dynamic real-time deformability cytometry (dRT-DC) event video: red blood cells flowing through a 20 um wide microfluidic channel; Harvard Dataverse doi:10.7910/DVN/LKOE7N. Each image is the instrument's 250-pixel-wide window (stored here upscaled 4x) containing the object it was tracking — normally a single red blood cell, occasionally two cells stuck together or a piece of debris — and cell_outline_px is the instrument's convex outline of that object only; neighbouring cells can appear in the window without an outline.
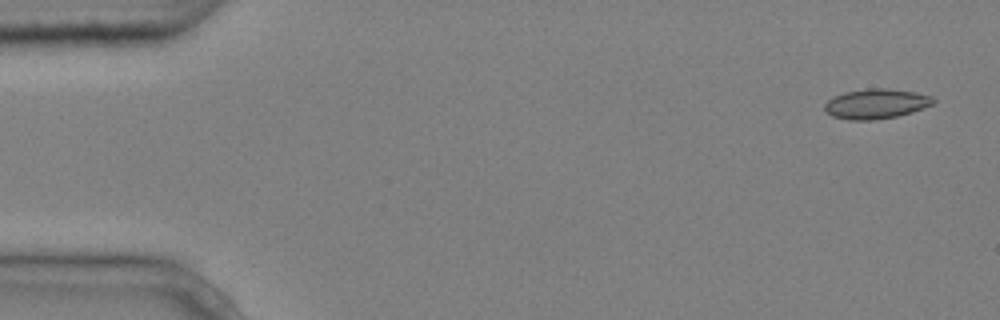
{"species": "common noctule bat (a hibernating species)", "species_latin": "Nyctalus noctula", "temperature_condition": "cold", "stored_images_in_passage": 4, "camera_frame_rate_fps": 3000, "um_per_image_px": 0.085, "animal": {"sex": "male", "body_mass_g": 20.4}, "frame": {"image": 1, "passage_image": 1, "time_ms": 0.0, "image_size_px": [1000, 320], "cell_outline_px": [[936, 100], [932, 104], [924, 108], [912, 112], [896, 116], [872, 120], [848, 120], [832, 116], [824, 108], [824, 104], [828, 100], [844, 92], [868, 88], [884, 88], [916, 92], [932, 96]], "centroid_in_image_um": [74.48, 8.82], "position_along_channel_um": 10.5, "area_um2": 18.84}}
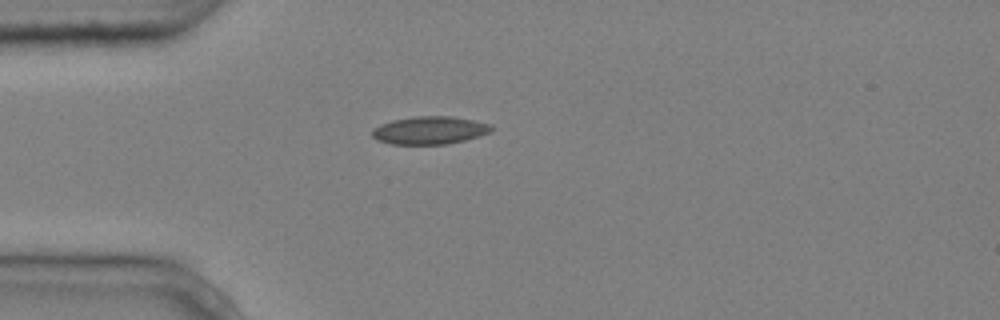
{"frame": {"image": 2, "passage_image": 4, "time_ms": 1.0, "image_size_px": [1000, 320], "cell_outline_px": [[492, 132], [480, 136], [448, 144], [392, 144], [376, 140], [372, 136], [372, 128], [380, 124], [392, 120], [412, 116], [452, 116], [492, 124]], "centroid_in_image_um": [36.51, 11.07], "position_along_channel_um": 48.5, "area_um2": 19.54}}